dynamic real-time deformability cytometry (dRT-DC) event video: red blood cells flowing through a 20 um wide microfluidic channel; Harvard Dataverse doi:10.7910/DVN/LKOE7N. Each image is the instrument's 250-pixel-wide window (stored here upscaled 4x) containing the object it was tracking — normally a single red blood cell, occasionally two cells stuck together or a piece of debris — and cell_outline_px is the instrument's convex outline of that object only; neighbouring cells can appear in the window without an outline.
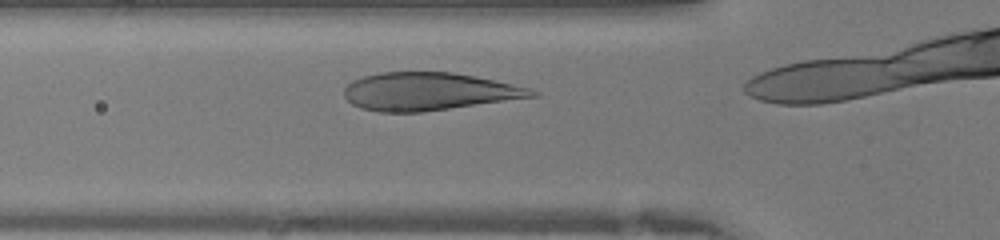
{"species": "human", "species_latin": "Homo sapiens", "temperature_condition": "warm", "stored_images_in_passage": 5, "camera_frame_rate_fps": 3000, "um_per_image_px": 0.085, "donor": {"sex": "female"}, "frame": {"image": 1, "passage_image": 2, "time_ms": 0.333, "image_size_px": [1000, 240], "cell_outline_px": [[540, 96], [424, 112], [380, 112], [360, 108], [352, 104], [344, 96], [344, 88], [352, 80], [364, 76], [380, 72], [452, 72], [512, 84], [528, 88], [540, 92]], "centroid_in_image_um": [36.43, 7.79], "position_along_channel_um": 89.4, "area_um2": 41.38}}
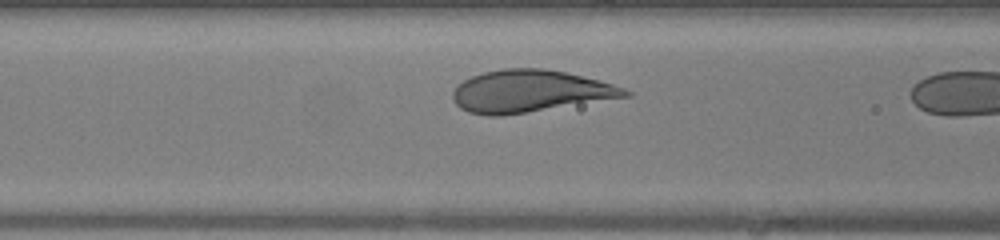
{"frame": {"image": 2, "passage_image": 4, "time_ms": 1.0, "image_size_px": [1000, 240], "cell_outline_px": [[632, 96], [500, 116], [488, 116], [468, 112], [460, 108], [452, 100], [452, 92], [464, 80], [472, 76], [484, 72], [504, 68], [544, 68], [564, 72], [612, 84], [624, 88], [632, 92]], "centroid_in_image_um": [45.02, 7.76], "position_along_channel_um": 121.6, "area_um2": 42.02}}